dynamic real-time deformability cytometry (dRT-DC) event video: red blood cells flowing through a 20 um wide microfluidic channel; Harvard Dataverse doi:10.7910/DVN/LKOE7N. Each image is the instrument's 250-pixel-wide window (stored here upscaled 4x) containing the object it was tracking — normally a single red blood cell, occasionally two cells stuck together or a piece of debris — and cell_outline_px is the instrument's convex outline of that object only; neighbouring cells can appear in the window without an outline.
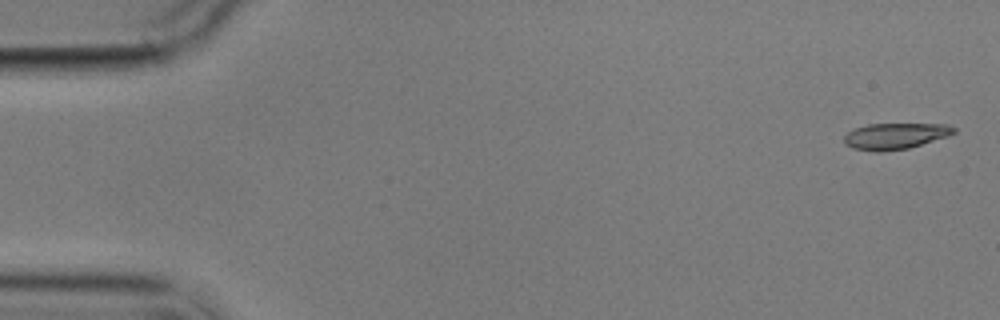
{"species": "common noctule bat (a hibernating species)", "species_latin": "Nyctalus noctula", "temperature_condition": "cold", "stored_images_in_passage": 4, "camera_frame_rate_fps": 3000, "um_per_image_px": 0.085, "animal": {"sex": "male", "body_mass_g": 17.9}, "frame": {"image": 1, "passage_image": 1, "time_ms": 0.0, "image_size_px": [1000, 320], "cell_outline_px": [[956, 132], [948, 136], [908, 148], [880, 152], [876, 152], [852, 148], [844, 144], [844, 136], [848, 132], [856, 128], [868, 124], [948, 124], [956, 128]], "centroid_in_image_um": [76.09, 11.56], "position_along_channel_um": 8.9, "area_um2": 16.7}}